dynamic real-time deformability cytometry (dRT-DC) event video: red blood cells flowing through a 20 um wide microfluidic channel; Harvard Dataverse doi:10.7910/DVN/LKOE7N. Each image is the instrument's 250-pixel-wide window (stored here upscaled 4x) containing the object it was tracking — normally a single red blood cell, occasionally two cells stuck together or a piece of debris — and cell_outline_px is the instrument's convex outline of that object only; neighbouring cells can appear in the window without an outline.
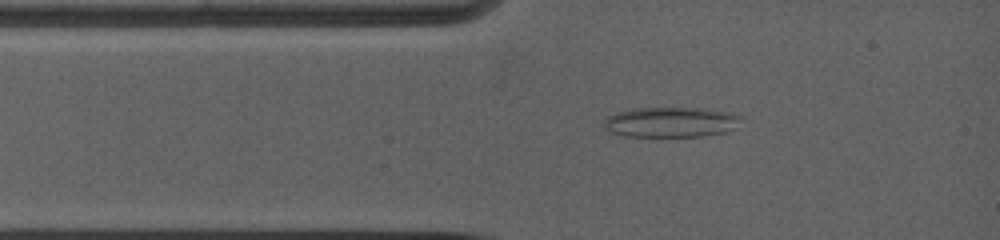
{"species": "common noctule bat (a hibernating species)", "species_latin": "Nyctalus noctula", "temperature_condition": "warm", "stored_images_in_passage": 30, "camera_frame_rate_fps": 5000, "um_per_image_px": 0.085, "animal": {"sex": "female", "body_mass_g": 19.0, "forearm_length_mm": 53.3}, "frame": {"image": 1, "passage_image": 3, "time_ms": 1.0, "image_size_px": [1000, 240], "cell_outline_px": [[740, 116], [732, 128], [728, 132], [704, 136], [624, 136], [612, 132], [604, 124], [604, 120], [608, 116], [616, 112], [632, 108], [700, 108], [728, 112]], "centroid_in_image_um": [56.98, 10.38], "position_along_channel_um": 28.0, "area_um2": 23.76}}
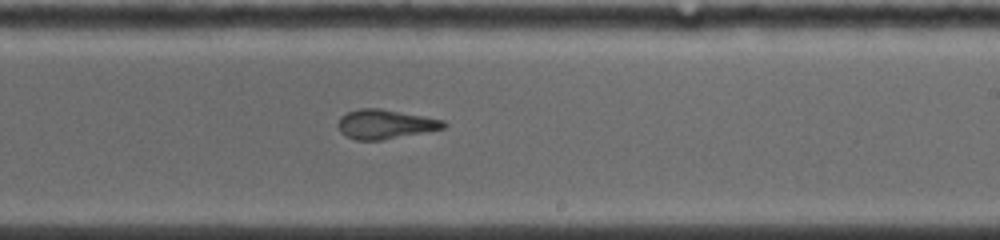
{"frame": {"image": 2, "passage_image": 14, "time_ms": 7.0, "image_size_px": [1000, 240], "cell_outline_px": [[448, 124], [444, 128], [380, 140], [356, 140], [340, 132], [336, 124], [340, 116], [348, 112], [360, 108], [380, 108], [444, 120]], "centroid_in_image_um": [32.7, 10.54], "position_along_channel_um": 256.3, "area_um2": 17.86}}
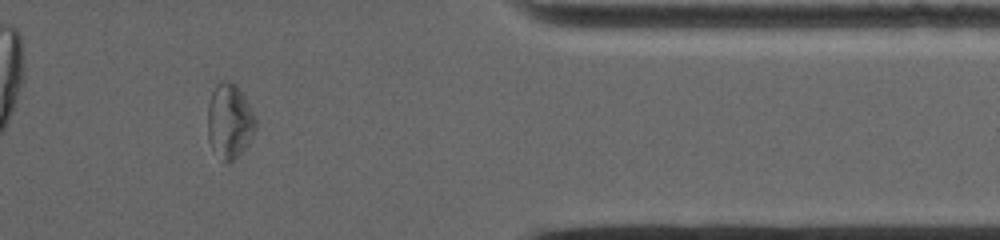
{"frame": {"image": 3, "passage_image": 23, "time_ms": 11.0, "image_size_px": [1000, 240], "cell_outline_px": [[256, 128], [248, 144], [228, 164], [224, 164], [212, 148], [208, 140], [208, 104], [212, 92], [216, 84], [220, 80], [228, 80], [236, 84], [244, 96], [256, 116]], "centroid_in_image_um": [19.5, 10.28], "position_along_channel_um": 391.9, "area_um2": 21.04}, "authors_computed_cell_mechanics": {"area_um2": 19.0451, "velocity_mm_per_s": 3.9351, "shape_relaxation_time_tau1_ms": null, "shape_relaxation_time_tau2_ms": 3.6153, "deformation_change_tau1": null, "deformation_change_tau2": 0.1215}}